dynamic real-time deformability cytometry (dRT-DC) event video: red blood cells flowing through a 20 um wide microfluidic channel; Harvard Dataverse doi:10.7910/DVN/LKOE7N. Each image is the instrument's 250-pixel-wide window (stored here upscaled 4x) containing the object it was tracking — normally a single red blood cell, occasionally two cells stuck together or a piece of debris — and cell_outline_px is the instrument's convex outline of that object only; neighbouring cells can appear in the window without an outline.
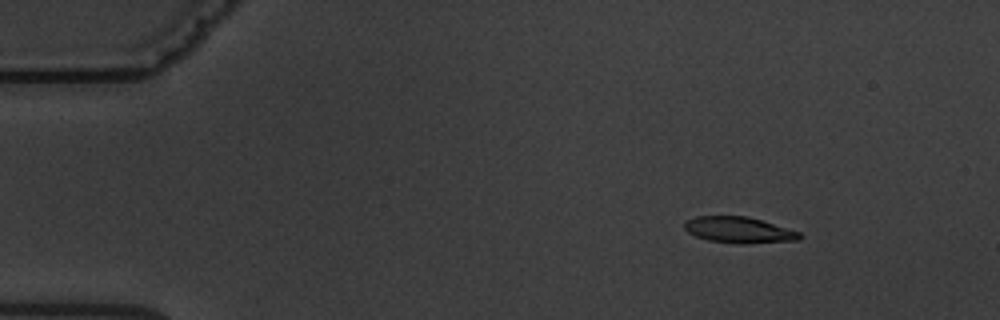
{"species": "common noctule bat (a hibernating species)", "species_latin": "Nyctalus noctula", "temperature_condition": "warm", "stored_images_in_passage": 9, "camera_frame_rate_fps": 3000, "um_per_image_px": 0.085, "animal": {"sex": "male", "body_mass_g": 19.5, "forearm_length_mm": 54.6}, "frame": {"image": 1, "passage_image": 3, "time_ms": 2.333, "image_size_px": [1000, 320], "cell_outline_px": [[804, 236], [800, 240], [744, 244], [740, 244], [708, 240], [696, 236], [688, 232], [684, 228], [684, 220], [696, 216], [748, 216], [800, 232]], "centroid_in_image_um": [62.81, 19.55], "position_along_channel_um": 22.2, "area_um2": 17.63}}
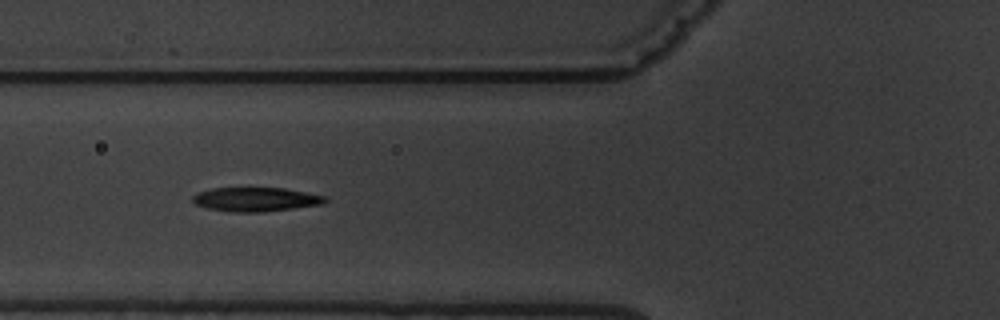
{"frame": {"image": 2, "passage_image": 7, "time_ms": 7.0, "image_size_px": [1000, 320], "cell_outline_px": [[328, 200], [324, 204], [260, 212], [232, 212], [204, 208], [196, 204], [192, 200], [192, 196], [200, 192], [212, 188], [248, 184], [284, 188], [328, 196]], "centroid_in_image_um": [21.72, 16.89], "position_along_channel_um": 104.1, "area_um2": 19.65}}
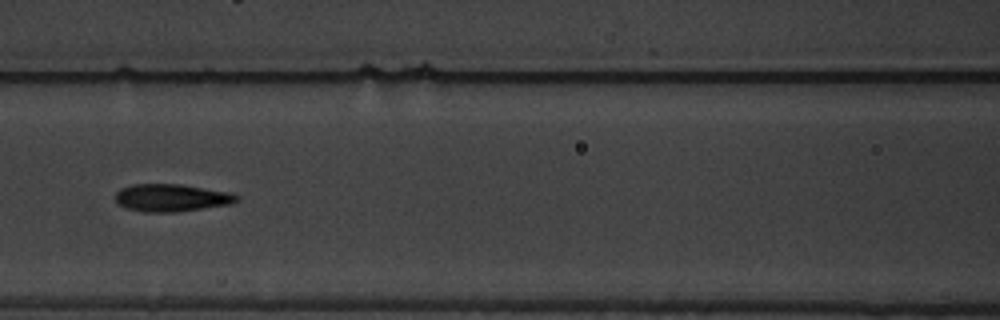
{"frame": {"image": 3, "passage_image": 8, "time_ms": 8.333, "image_size_px": [1000, 320], "cell_outline_px": [[240, 200], [232, 204], [176, 212], [144, 212], [128, 208], [116, 204], [116, 192], [120, 188], [132, 184], [180, 184], [232, 192], [240, 196]], "centroid_in_image_um": [14.61, 16.8], "position_along_channel_um": 152.0, "area_um2": 19.71}}